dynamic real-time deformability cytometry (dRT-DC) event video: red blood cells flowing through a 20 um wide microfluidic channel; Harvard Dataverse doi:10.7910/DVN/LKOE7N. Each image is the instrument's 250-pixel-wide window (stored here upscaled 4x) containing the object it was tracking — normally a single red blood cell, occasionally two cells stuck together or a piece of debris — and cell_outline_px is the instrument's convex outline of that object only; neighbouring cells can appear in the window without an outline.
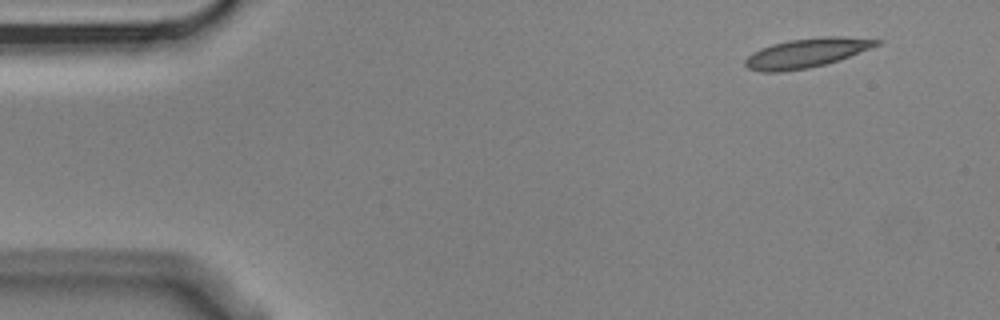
{"species": "Egyptian fruit bat (a non-hibernating species)", "species_latin": "Rousettus aegyptiacus", "temperature_condition": "cold", "stored_images_in_passage": 4, "camera_frame_rate_fps": 3000, "um_per_image_px": 0.085, "animal": {"sex": "male"}, "frame": {"image": 1, "passage_image": 1, "time_ms": 0.0, "image_size_px": [1000, 320], "cell_outline_px": [[884, 40], [880, 44], [848, 56], [824, 64], [808, 68], [780, 72], [760, 72], [748, 68], [744, 64], [744, 60], [752, 52], [760, 48], [772, 44], [788, 40], [824, 36], [844, 36]], "centroid_in_image_um": [68.51, 4.49], "position_along_channel_um": 16.5, "area_um2": 22.31}}
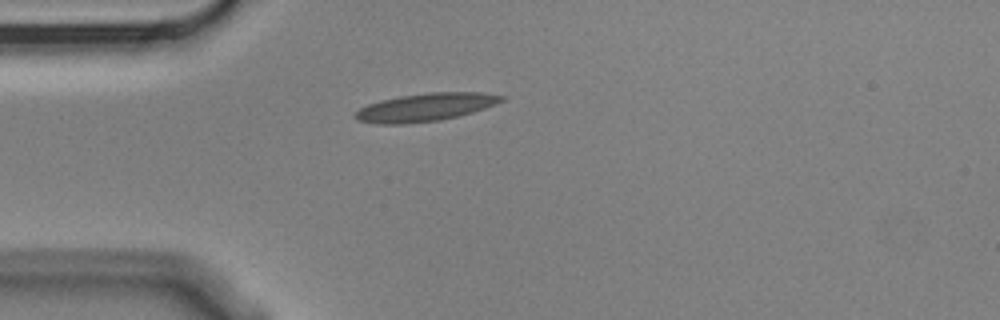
{"frame": {"image": 2, "passage_image": 3, "time_ms": 0.667, "image_size_px": [1000, 320], "cell_outline_px": [[508, 96], [504, 100], [496, 104], [472, 112], [440, 120], [404, 124], [376, 124], [356, 120], [352, 116], [360, 108], [368, 104], [380, 100], [400, 96], [428, 92], [480, 92]], "centroid_in_image_um": [36.15, 9.11], "position_along_channel_um": 48.9, "area_um2": 23.93}}